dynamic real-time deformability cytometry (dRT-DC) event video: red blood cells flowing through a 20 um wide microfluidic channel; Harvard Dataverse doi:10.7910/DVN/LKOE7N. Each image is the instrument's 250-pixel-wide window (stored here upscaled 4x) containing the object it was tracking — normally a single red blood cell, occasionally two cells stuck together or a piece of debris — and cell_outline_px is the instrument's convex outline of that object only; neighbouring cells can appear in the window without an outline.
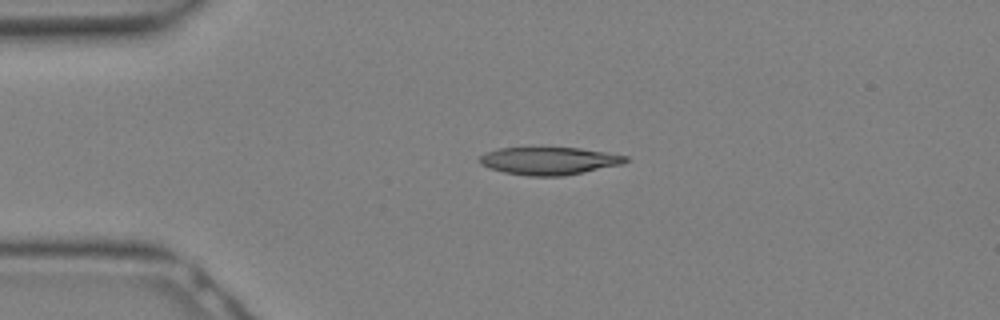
{"species": "Egyptian fruit bat (a non-hibernating species)", "species_latin": "Rousettus aegyptiacus", "temperature_condition": "warm", "stored_images_in_passage": 12, "camera_frame_rate_fps": 3000, "um_per_image_px": 0.085, "animal": {"sex": "female"}, "frame": {"image": 1, "passage_image": 6, "time_ms": 1.667, "image_size_px": [1000, 320], "cell_outline_px": [[628, 160], [624, 164], [564, 176], [528, 176], [504, 172], [488, 168], [480, 164], [476, 160], [480, 156], [488, 152], [500, 148], [580, 148], [628, 156]], "centroid_in_image_um": [46.67, 13.68], "position_along_channel_um": 38.3, "area_um2": 23.52}}
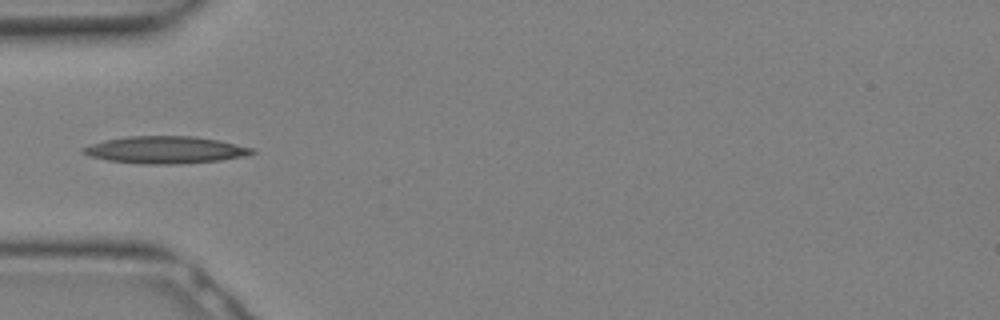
{"frame": {"image": 2, "passage_image": 9, "time_ms": 2.667, "image_size_px": [1000, 320], "cell_outline_px": [[256, 152], [244, 156], [220, 160], [184, 164], [140, 164], [108, 160], [92, 156], [80, 152], [80, 148], [104, 140], [128, 136], [196, 136], [220, 140], [252, 148]], "centroid_in_image_um": [14.05, 12.74], "position_along_channel_um": 70.9, "area_um2": 26.82}}
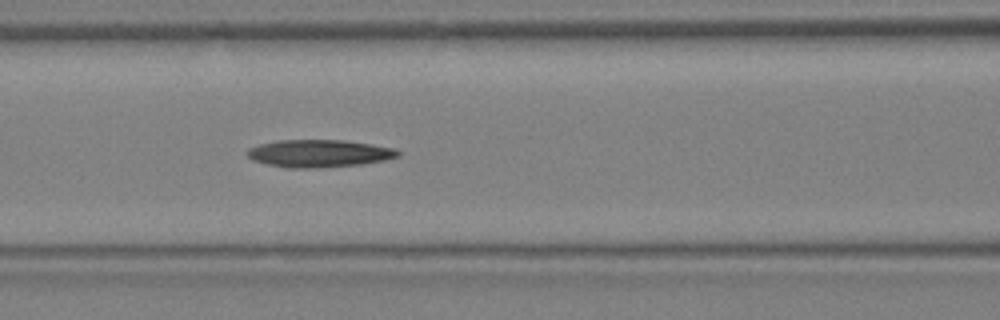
{"frame": {"image": 3, "passage_image": 12, "time_ms": 3.667, "image_size_px": [1000, 320], "cell_outline_px": [[400, 156], [384, 160], [364, 164], [320, 168], [288, 168], [268, 164], [252, 160], [244, 152], [248, 148], [260, 144], [276, 140], [344, 140], [396, 148], [400, 152]], "centroid_in_image_um": [27.12, 13.04], "position_along_channel_um": 139.5, "area_um2": 24.39}}